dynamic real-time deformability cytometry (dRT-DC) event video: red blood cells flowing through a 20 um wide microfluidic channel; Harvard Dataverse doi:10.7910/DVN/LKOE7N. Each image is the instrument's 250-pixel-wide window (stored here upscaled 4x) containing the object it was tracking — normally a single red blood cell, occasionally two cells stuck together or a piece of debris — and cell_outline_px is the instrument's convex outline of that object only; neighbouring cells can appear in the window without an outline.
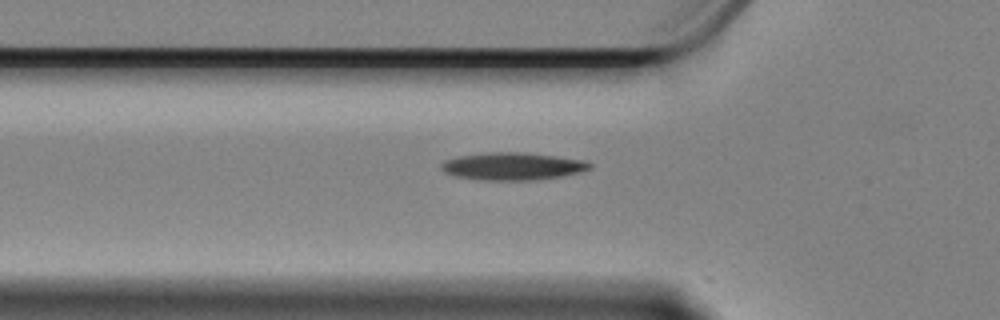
{"species": "Egyptian fruit bat (a non-hibernating species)", "species_latin": "Rousettus aegyptiacus", "temperature_condition": "cold", "stored_images_in_passage": 39, "camera_frame_rate_fps": 3000, "um_per_image_px": 0.085, "animal": {"sex": "female"}, "frame": {"image": 1, "passage_image": 3, "time_ms": 0.667, "image_size_px": [1000, 320], "cell_outline_px": [[592, 168], [580, 172], [560, 176], [532, 180], [480, 180], [456, 176], [444, 172], [440, 168], [440, 164], [444, 160], [456, 156], [488, 152], [524, 152], [556, 156], [584, 160], [592, 164]], "centroid_in_image_um": [43.53, 14.12], "position_along_channel_um": 82.3, "area_um2": 23.93}}
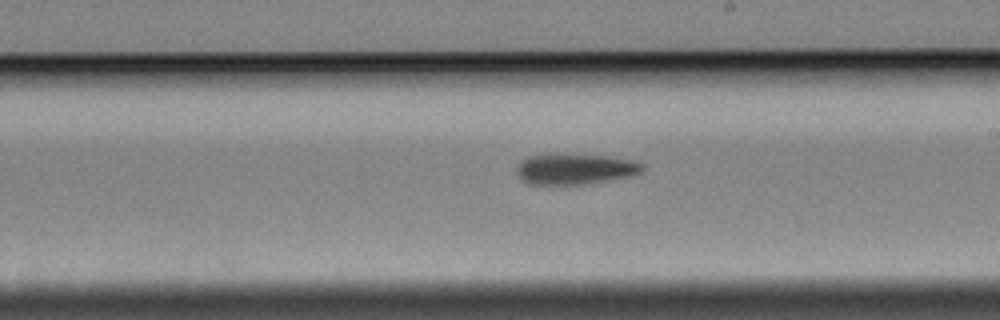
{"frame": {"image": 2, "passage_image": 17, "time_ms": 5.333, "image_size_px": [1000, 320], "cell_outline_px": [[644, 172], [636, 176], [588, 184], [532, 184], [520, 180], [516, 172], [516, 168], [520, 160], [528, 156], [564, 152], [608, 156], [632, 160], [644, 164]], "centroid_in_image_um": [48.91, 14.34], "position_along_channel_um": 240.1, "area_um2": 23.47}}
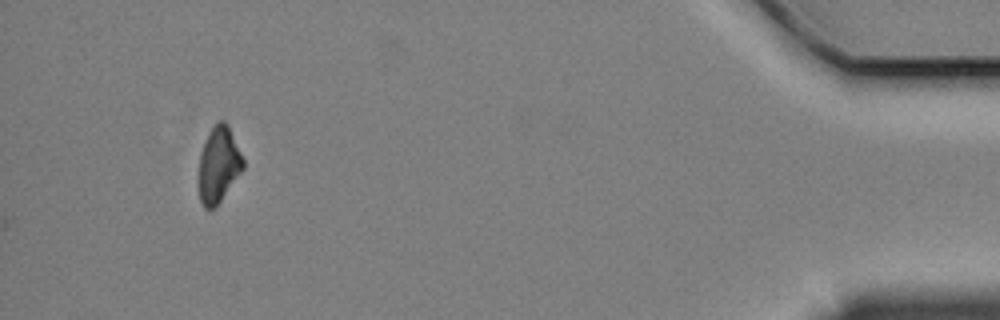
{"frame": {"image": 3, "passage_image": 39, "time_ms": 12.667, "image_size_px": [1000, 320], "cell_outline_px": [[244, 168], [216, 208], [208, 212], [204, 208], [200, 200], [200, 152], [216, 120], [224, 120], [228, 124], [244, 160]], "centroid_in_image_um": [18.6, 14.03], "position_along_channel_um": 416.6, "area_um2": 19.54}, "authors_computed_cell_mechanics": {"area_um2": 22.4842, "velocity_mm_per_s": 3.3631, "shape_relaxation_time_tau1_ms": 4.0346, "shape_relaxation_time_tau2_ms": null, "deformation_change_tau1": 0.1099, "deformation_change_tau2": null}}